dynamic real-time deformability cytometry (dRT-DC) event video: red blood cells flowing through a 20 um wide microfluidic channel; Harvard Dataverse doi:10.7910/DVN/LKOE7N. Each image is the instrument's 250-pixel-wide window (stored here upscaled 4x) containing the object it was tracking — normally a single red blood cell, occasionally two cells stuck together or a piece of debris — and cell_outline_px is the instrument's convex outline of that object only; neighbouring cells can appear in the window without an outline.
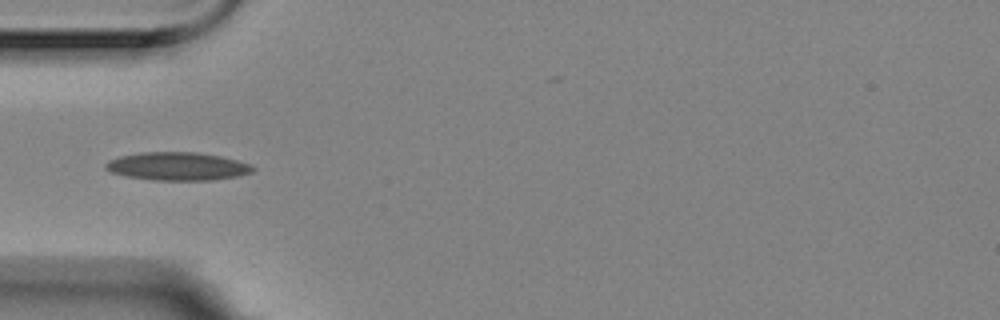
{"species": "Egyptian fruit bat (a non-hibernating species)", "species_latin": "Rousettus aegyptiacus", "temperature_condition": "room temperature", "stored_images_in_passage": 10, "camera_frame_rate_fps": 3000, "um_per_image_px": 0.085, "animal": {"sex": "female"}, "frame": {"image": 1, "passage_image": 4, "time_ms": 1.0, "image_size_px": [1000, 320], "cell_outline_px": [[256, 168], [252, 172], [240, 176], [212, 180], [152, 180], [128, 176], [112, 172], [104, 168], [104, 164], [108, 160], [120, 156], [140, 152], [196, 152], [220, 156], [252, 164]], "centroid_in_image_um": [15.11, 14.13], "position_along_channel_um": 69.9, "area_um2": 24.22}}
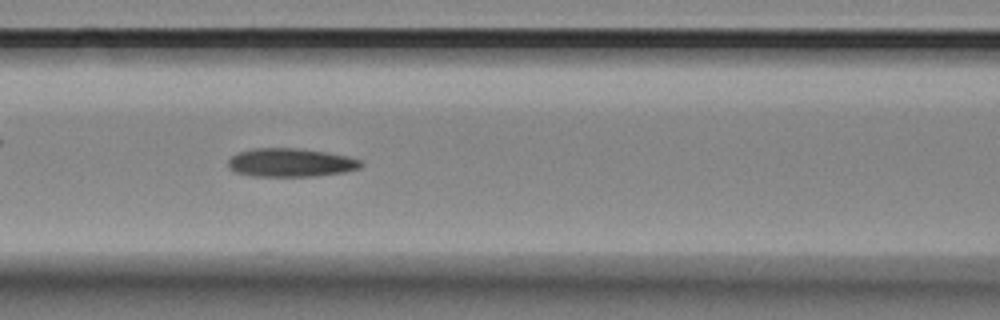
{"frame": {"image": 2, "passage_image": 6, "time_ms": 1.667, "image_size_px": [1000, 320], "cell_outline_px": [[364, 164], [360, 168], [344, 172], [316, 176], [252, 176], [236, 172], [228, 168], [228, 160], [236, 152], [252, 148], [300, 148], [348, 156], [360, 160]], "centroid_in_image_um": [24.69, 13.81], "position_along_channel_um": 141.9, "area_um2": 22.2}}
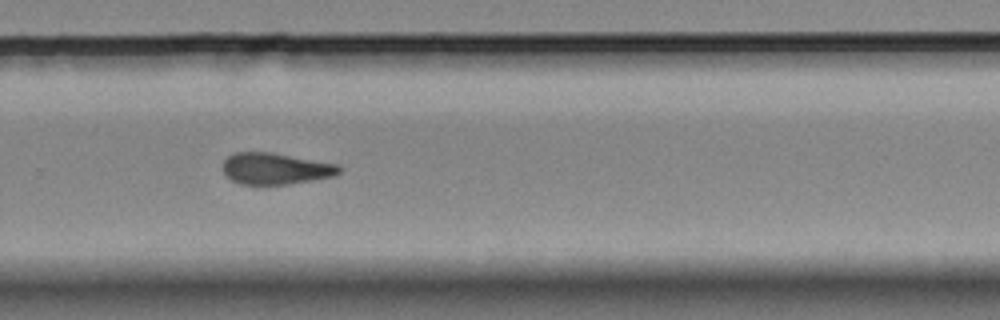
{"frame": {"image": 3, "passage_image": 10, "time_ms": 3.0, "image_size_px": [1000, 320], "cell_outline_px": [[344, 168], [336, 176], [288, 184], [240, 184], [224, 176], [224, 160], [228, 156], [236, 152], [272, 152], [340, 164]], "centroid_in_image_um": [23.47, 14.33], "position_along_channel_um": 306.3, "area_um2": 21.56}}